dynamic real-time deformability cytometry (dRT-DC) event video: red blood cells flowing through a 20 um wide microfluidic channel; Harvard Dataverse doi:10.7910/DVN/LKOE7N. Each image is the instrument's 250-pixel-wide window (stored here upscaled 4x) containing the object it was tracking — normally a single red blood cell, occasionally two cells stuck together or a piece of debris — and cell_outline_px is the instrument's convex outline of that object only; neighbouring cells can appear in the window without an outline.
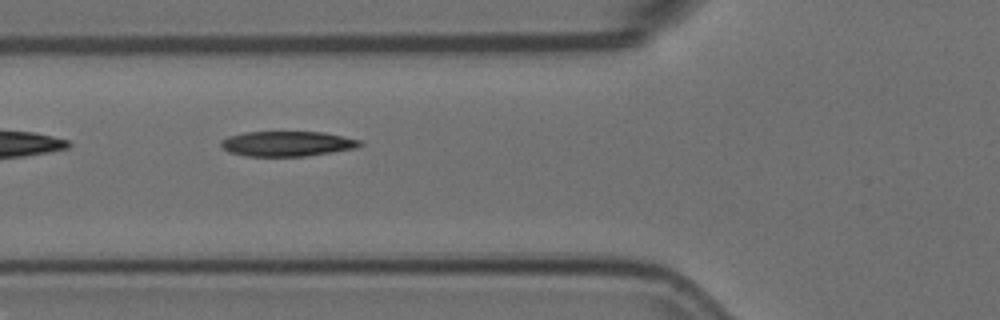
{"species": "Egyptian fruit bat (a non-hibernating species)", "species_latin": "Rousettus aegyptiacus", "temperature_condition": "room temperature", "stored_images_in_passage": 4, "camera_frame_rate_fps": 3000, "um_per_image_px": 0.085, "animal": {"sex": "female"}, "frame": {"image": 1, "passage_image": 3, "time_ms": 0.667, "image_size_px": [1000, 320], "cell_outline_px": [[364, 144], [356, 148], [332, 152], [304, 156], [244, 156], [228, 152], [220, 144], [220, 140], [228, 136], [244, 132], [324, 132], [360, 140]], "centroid_in_image_um": [24.39, 12.21], "position_along_channel_um": 101.4, "area_um2": 20.35}}
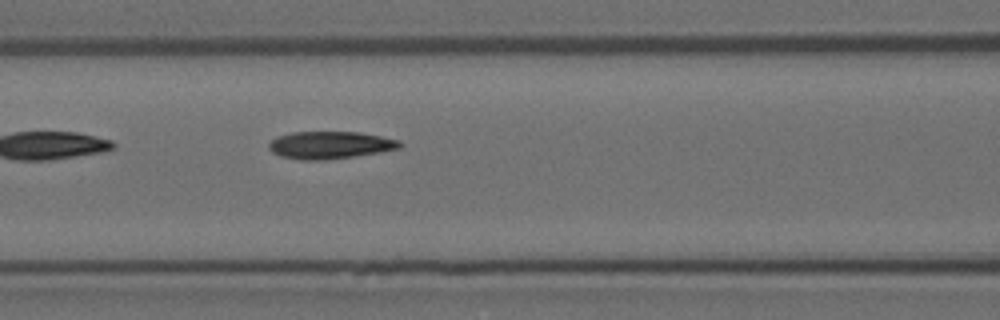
{"frame": {"image": 2, "passage_image": 4, "time_ms": 1.0, "image_size_px": [1000, 320], "cell_outline_px": [[404, 144], [400, 148], [380, 152], [324, 160], [300, 160], [280, 156], [272, 152], [268, 148], [268, 144], [276, 136], [292, 132], [360, 132], [400, 140]], "centroid_in_image_um": [28.04, 12.32], "position_along_channel_um": 138.6, "area_um2": 20.98}}